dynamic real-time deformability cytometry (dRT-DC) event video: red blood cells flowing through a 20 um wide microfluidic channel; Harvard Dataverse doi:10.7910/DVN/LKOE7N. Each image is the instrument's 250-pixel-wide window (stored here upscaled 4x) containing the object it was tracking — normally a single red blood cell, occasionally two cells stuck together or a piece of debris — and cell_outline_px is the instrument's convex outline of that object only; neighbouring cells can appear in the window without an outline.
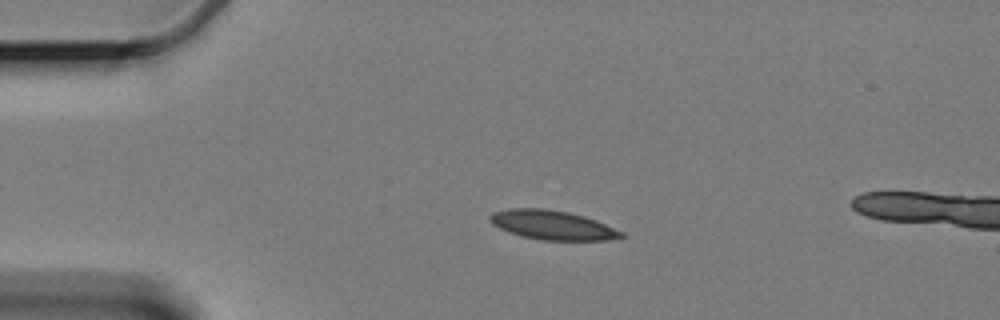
{"species": "Egyptian fruit bat (a non-hibernating species)", "species_latin": "Rousettus aegyptiacus", "temperature_condition": "cold", "stored_images_in_passage": 14, "camera_frame_rate_fps": 3000, "um_per_image_px": 0.085, "animal": {"sex": "female"}, "frame": {"image": 1, "passage_image": 10, "time_ms": 3.0, "image_size_px": [1000, 320], "cell_outline_px": [[624, 236], [608, 240], [540, 240], [520, 236], [508, 232], [492, 224], [488, 216], [492, 212], [512, 208], [544, 208], [568, 212], [584, 216], [596, 220], [624, 232]], "centroid_in_image_um": [46.93, 19.13], "position_along_channel_um": 38.1, "area_um2": 22.43}}